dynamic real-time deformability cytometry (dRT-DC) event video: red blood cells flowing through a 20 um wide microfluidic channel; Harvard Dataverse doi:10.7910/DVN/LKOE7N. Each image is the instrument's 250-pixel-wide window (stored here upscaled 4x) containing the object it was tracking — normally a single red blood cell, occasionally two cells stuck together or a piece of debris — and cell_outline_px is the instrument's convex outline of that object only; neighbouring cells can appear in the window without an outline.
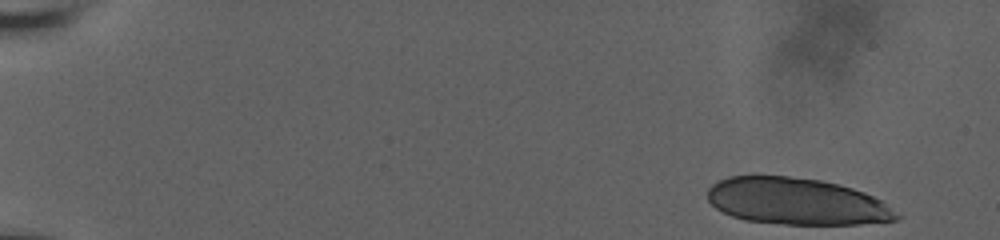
{"species": "human", "species_latin": "Homo sapiens", "temperature_condition": "room temperature", "stored_images_in_passage": 24, "camera_frame_rate_fps": 3000, "um_per_image_px": 0.085, "donor": {"sex": "male"}, "frame": {"image": 1, "passage_image": 1, "time_ms": 0.0, "image_size_px": [1000, 240], "cell_outline_px": [[904, 216], [900, 220], [860, 224], [784, 224], [744, 220], [732, 216], [716, 208], [708, 200], [708, 188], [712, 184], [728, 176], [788, 176], [820, 180], [840, 184], [864, 192], [880, 200]], "centroid_in_image_um": [67.74, 17.12], "position_along_channel_um": 17.3, "area_um2": 51.56}}
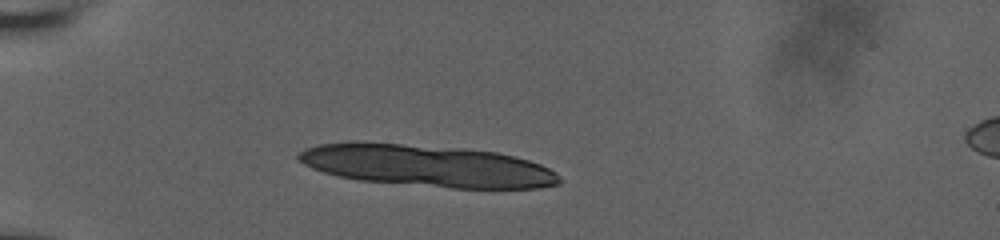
{"frame": {"image": 2, "passage_image": 18, "time_ms": 4.333, "image_size_px": [1000, 240], "cell_outline_px": [[560, 184], [540, 188], [452, 188], [360, 180], [340, 176], [324, 172], [312, 168], [304, 164], [296, 156], [304, 148], [320, 144], [400, 144], [460, 148], [496, 152], [528, 160], [540, 164], [556, 172], [560, 176]], "centroid_in_image_um": [36.39, 14.12], "position_along_channel_um": 48.6, "area_um2": 62.37}}